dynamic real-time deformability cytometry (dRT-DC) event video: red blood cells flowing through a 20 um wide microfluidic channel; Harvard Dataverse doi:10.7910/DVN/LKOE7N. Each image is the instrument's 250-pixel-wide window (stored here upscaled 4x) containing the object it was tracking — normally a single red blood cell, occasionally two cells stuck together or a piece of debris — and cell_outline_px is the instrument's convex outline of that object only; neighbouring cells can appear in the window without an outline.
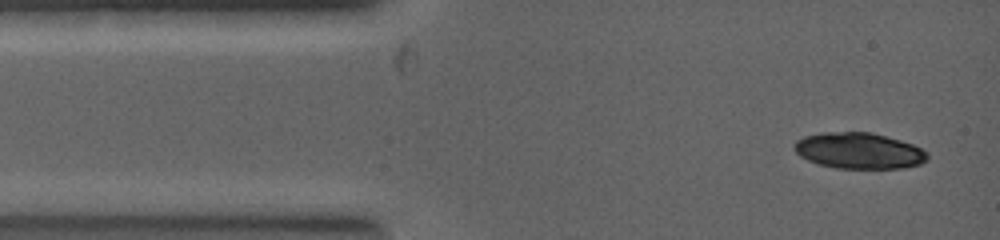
{"species": "common noctule bat (a hibernating species)", "species_latin": "Nyctalus noctula", "temperature_condition": "warm", "stored_images_in_passage": 3, "camera_frame_rate_fps": 5000, "um_per_image_px": 0.085, "animal": {"sex": "female", "body_mass_g": 19.0, "forearm_length_mm": 53.3}, "frame": {"image": 1, "passage_image": 1, "time_ms": 0.0, "image_size_px": [1000, 240], "cell_outline_px": [[928, 160], [920, 164], [904, 168], [836, 168], [820, 164], [808, 160], [800, 156], [792, 148], [796, 140], [804, 136], [820, 132], [872, 132], [900, 140], [912, 144], [928, 152]], "centroid_in_image_um": [73.0, 12.8], "position_along_channel_um": 12.0, "area_um2": 28.09}}